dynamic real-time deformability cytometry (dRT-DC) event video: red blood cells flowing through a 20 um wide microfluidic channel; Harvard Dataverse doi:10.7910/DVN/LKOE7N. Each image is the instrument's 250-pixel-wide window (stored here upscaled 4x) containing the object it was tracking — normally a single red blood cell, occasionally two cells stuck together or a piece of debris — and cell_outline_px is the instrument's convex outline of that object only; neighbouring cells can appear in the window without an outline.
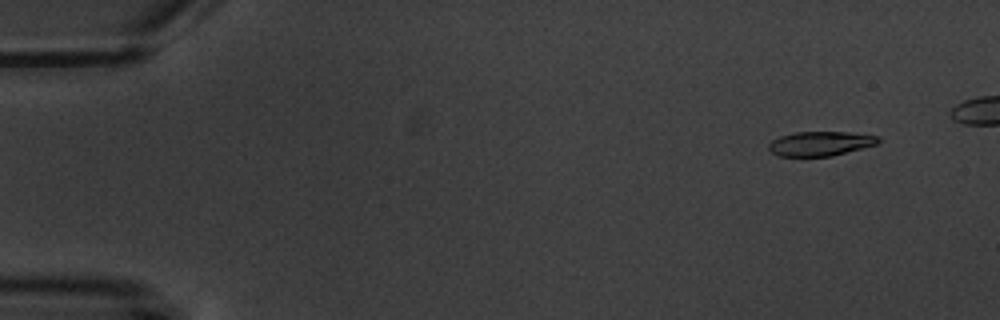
{"species": "common noctule bat (a hibernating species)", "species_latin": "Nyctalus noctula", "temperature_condition": "warm", "stored_images_in_passage": 5, "camera_frame_rate_fps": 3000, "um_per_image_px": 0.085, "animal": {"sex": "male", "body_mass_g": 20.1, "forearm_length_mm": 53.5}, "frame": {"image": 1, "passage_image": 1, "time_ms": 0.0, "image_size_px": [1000, 320], "cell_outline_px": [[880, 140], [876, 144], [832, 156], [780, 156], [772, 152], [768, 148], [768, 144], [772, 140], [780, 136], [796, 132], [848, 132], [880, 136]], "centroid_in_image_um": [69.72, 12.2], "position_along_channel_um": 15.3, "area_um2": 15.49}}